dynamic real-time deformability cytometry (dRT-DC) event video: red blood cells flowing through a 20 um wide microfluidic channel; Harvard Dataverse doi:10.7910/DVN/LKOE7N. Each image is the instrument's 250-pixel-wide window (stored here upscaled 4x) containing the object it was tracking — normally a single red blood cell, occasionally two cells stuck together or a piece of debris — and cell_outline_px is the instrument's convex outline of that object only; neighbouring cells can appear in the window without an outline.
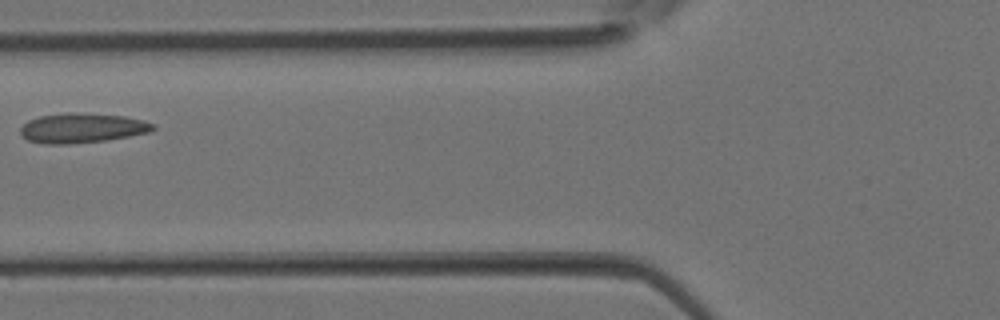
{"species": "Egyptian fruit bat (a non-hibernating species)", "species_latin": "Rousettus aegyptiacus", "temperature_condition": "room temperature", "stored_images_in_passage": 3, "camera_frame_rate_fps": 3000, "um_per_image_px": 0.085, "animal": {"sex": "female"}, "frame": {"image": 1, "passage_image": 3, "time_ms": 0.667, "image_size_px": [1000, 320], "cell_outline_px": [[156, 128], [148, 132], [108, 140], [68, 144], [44, 144], [28, 140], [20, 132], [20, 128], [28, 120], [40, 116], [68, 112], [76, 112], [124, 116], [144, 120], [156, 124]], "centroid_in_image_um": [6.99, 10.88], "position_along_channel_um": 118.8, "area_um2": 23.0}}